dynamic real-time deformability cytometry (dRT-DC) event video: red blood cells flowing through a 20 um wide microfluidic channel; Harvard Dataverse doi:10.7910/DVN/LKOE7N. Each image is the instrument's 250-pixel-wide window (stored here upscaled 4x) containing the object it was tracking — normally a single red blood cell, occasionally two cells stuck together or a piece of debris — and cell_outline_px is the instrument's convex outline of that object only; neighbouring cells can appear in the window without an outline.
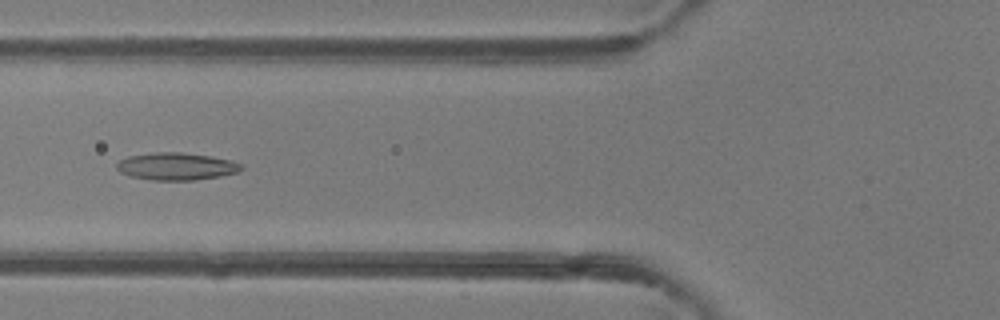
{"species": "common noctule bat (a hibernating species)", "species_latin": "Nyctalus noctula", "temperature_condition": "room temperature", "stored_images_in_passage": 35, "camera_frame_rate_fps": 3000, "um_per_image_px": 0.085, "animal": {"sex": "female"}, "frame": {"image": 1, "passage_image": 5, "time_ms": 1.333, "image_size_px": [1000, 320], "cell_outline_px": [[244, 168], [236, 172], [220, 176], [196, 180], [152, 180], [128, 176], [120, 172], [116, 168], [116, 164], [120, 160], [128, 156], [156, 152], [180, 152], [212, 156], [244, 164]], "centroid_in_image_um": [14.98, 14.14], "position_along_channel_um": 110.8, "area_um2": 19.94}}
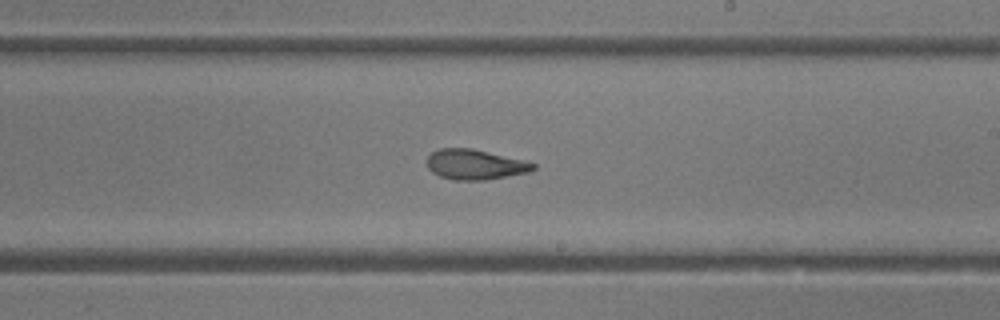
{"frame": {"image": 2, "passage_image": 15, "time_ms": 4.667, "image_size_px": [1000, 320], "cell_outline_px": [[536, 168], [528, 172], [484, 180], [456, 180], [440, 176], [432, 172], [428, 168], [428, 156], [432, 152], [440, 148], [472, 148], [524, 160], [536, 164]], "centroid_in_image_um": [40.38, 13.97], "position_along_channel_um": 248.6, "area_um2": 18.5}}
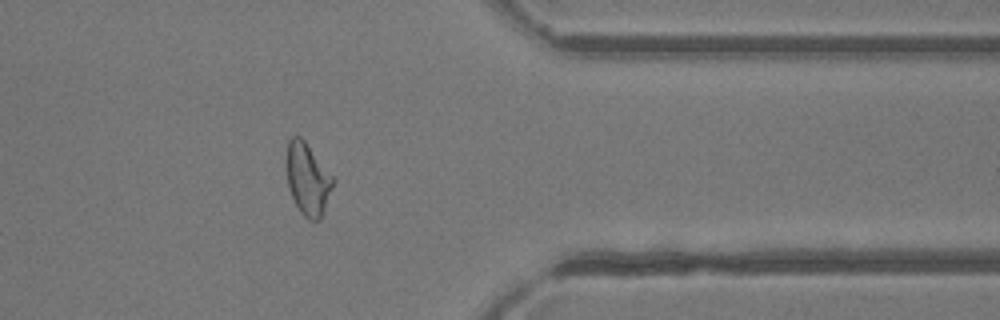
{"frame": {"image": 3, "passage_image": 26, "time_ms": 8.333, "image_size_px": [1000, 320], "cell_outline_px": [[336, 180], [320, 220], [308, 220], [300, 212], [288, 188], [284, 160], [288, 140], [292, 136], [300, 136], [304, 140]], "centroid_in_image_um": [26.12, 15.2], "position_along_channel_um": 385.3, "area_um2": 19.88}, "authors_computed_cell_mechanics": {"area_um2": 19.5364, "velocity_mm_per_s": 4.1374, "shape_relaxation_time_tau1_ms": 4.5652, "shape_relaxation_time_tau2_ms": 2.324, "deformation_change_tau1": 0.1637, "deformation_change_tau2": 0.0923}}